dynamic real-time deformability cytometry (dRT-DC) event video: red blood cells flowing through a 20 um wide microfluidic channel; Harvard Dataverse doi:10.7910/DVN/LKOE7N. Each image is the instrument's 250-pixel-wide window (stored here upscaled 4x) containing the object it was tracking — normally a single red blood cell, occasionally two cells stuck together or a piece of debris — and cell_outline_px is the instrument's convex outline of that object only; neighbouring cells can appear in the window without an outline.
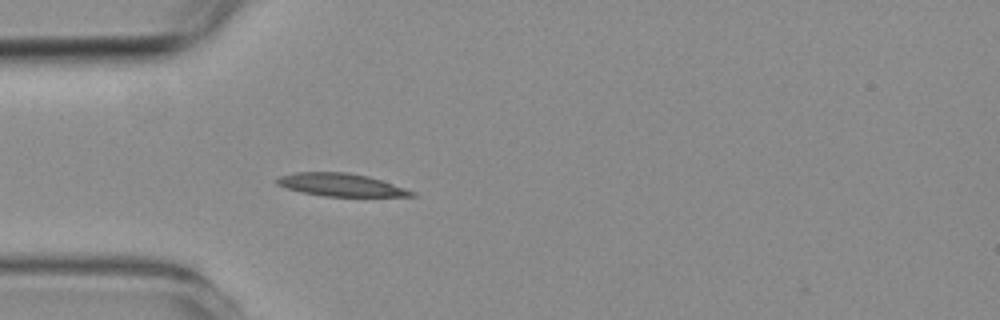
{"species": "common noctule bat (a hibernating species)", "species_latin": "Nyctalus noctula", "temperature_condition": "room temperature", "stored_images_in_passage": 3, "camera_frame_rate_fps": 3000, "um_per_image_px": 0.085, "animal": {"sex": "female", "body_mass_g": 19.3, "forearm_length_mm": 54.1}, "frame": {"image": 1, "passage_image": 3, "time_ms": 3.333, "image_size_px": [1000, 320], "cell_outline_px": [[416, 196], [324, 196], [304, 192], [288, 188], [276, 184], [276, 180], [280, 176], [296, 172], [348, 172], [368, 176], [416, 192]], "centroid_in_image_um": [28.97, 15.7], "position_along_channel_um": 56.0, "area_um2": 17.57}}